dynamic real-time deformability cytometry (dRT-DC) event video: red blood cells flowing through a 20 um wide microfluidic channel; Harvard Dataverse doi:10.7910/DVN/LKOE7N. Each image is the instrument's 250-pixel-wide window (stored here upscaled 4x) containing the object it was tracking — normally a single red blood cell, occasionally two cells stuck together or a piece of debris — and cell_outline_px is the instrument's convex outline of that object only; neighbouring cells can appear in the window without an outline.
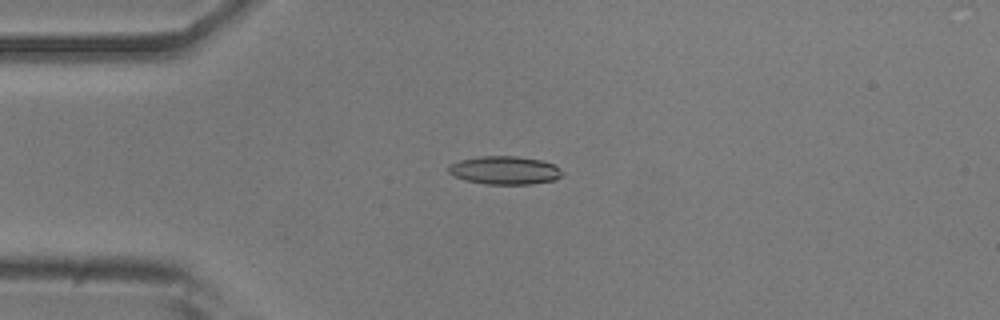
{"species": "common noctule bat (a hibernating species)", "species_latin": "Nyctalus noctula", "temperature_condition": "room temperature", "stored_images_in_passage": 47, "camera_frame_rate_fps": 3000, "um_per_image_px": 0.085, "animal": {"sex": "male", "body_mass_g": 20.5, "forearm_length_mm": 52.5}, "frame": {"image": 1, "passage_image": 6, "time_ms": 1.667, "image_size_px": [1000, 320], "cell_outline_px": [[564, 172], [556, 180], [532, 184], [484, 184], [464, 180], [452, 176], [448, 172], [448, 168], [452, 164], [460, 160], [480, 156], [516, 156], [540, 160], [552, 164], [560, 168]], "centroid_in_image_um": [42.9, 14.48], "position_along_channel_um": 42.1, "area_um2": 18.79}}
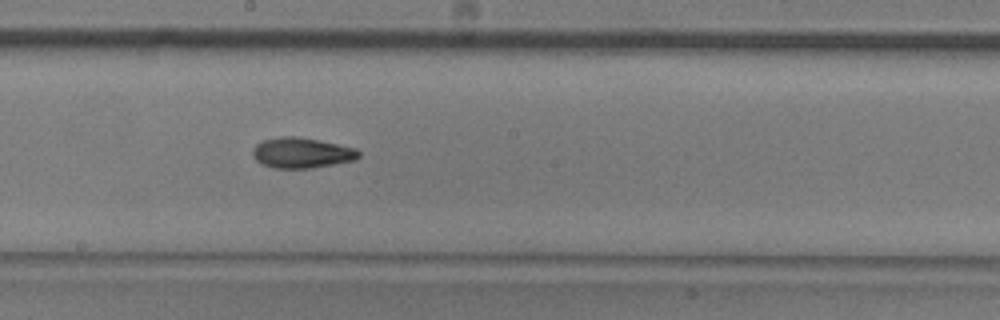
{"frame": {"image": 2, "passage_image": 22, "time_ms": 7.0, "image_size_px": [1000, 320], "cell_outline_px": [[360, 156], [356, 160], [312, 168], [272, 168], [260, 164], [252, 156], [252, 148], [256, 144], [264, 140], [280, 136], [296, 136], [320, 140], [356, 148], [360, 152]], "centroid_in_image_um": [25.63, 12.99], "position_along_channel_um": 222.6, "area_um2": 19.07}}
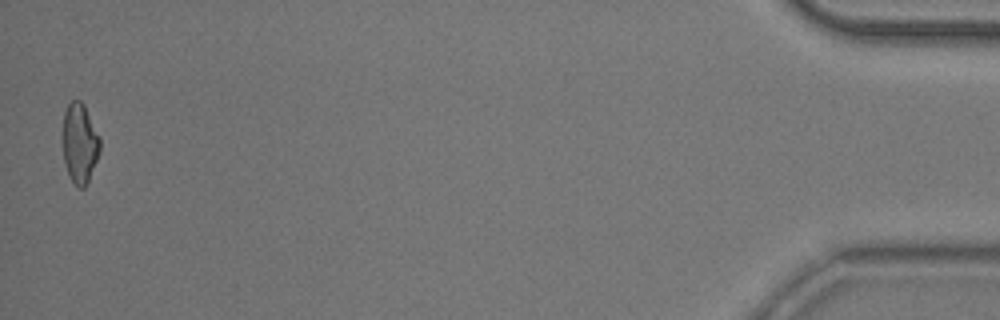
{"frame": {"image": 3, "passage_image": 46, "time_ms": 15.0, "image_size_px": [1000, 320], "cell_outline_px": [[100, 152], [88, 180], [84, 188], [80, 188], [72, 180], [64, 164], [60, 140], [64, 112], [68, 104], [72, 100], [80, 100], [84, 104], [100, 136]], "centroid_in_image_um": [6.74, 12.13], "position_along_channel_um": 428.5, "area_um2": 17.8}, "authors_computed_cell_mechanics": {"area_um2": 17.9758, "velocity_mm_per_s": 3.7577, "shape_relaxation_time_tau1_ms": 9.3509, "shape_relaxation_time_tau2_ms": 3.9854, "deformation_change_tau1": 0.207, "deformation_change_tau2": 0.1166}}